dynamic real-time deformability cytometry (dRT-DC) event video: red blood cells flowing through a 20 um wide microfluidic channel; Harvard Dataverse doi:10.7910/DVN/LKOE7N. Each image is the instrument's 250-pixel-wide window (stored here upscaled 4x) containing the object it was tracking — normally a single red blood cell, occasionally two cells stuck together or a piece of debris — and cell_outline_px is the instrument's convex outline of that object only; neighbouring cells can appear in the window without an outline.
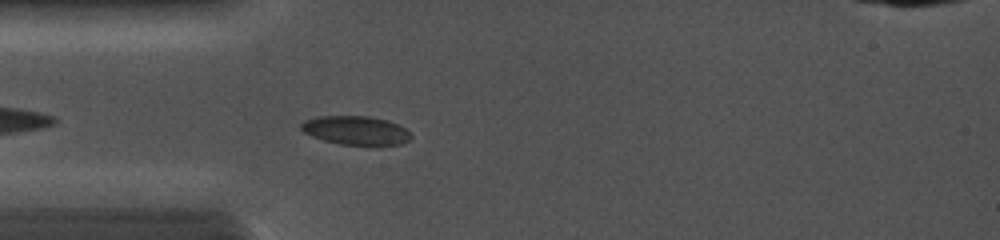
{"species": "common noctule bat (a hibernating species)", "species_latin": "Nyctalus noctula", "temperature_condition": "cold", "stored_images_in_passage": 5, "camera_frame_rate_fps": 5000, "um_per_image_px": 0.085, "animal": {"sex": "female", "body_mass_g": 19.0, "forearm_length_mm": 56.7}, "frame": {"image": 1, "passage_image": 1, "time_ms": 0.0, "image_size_px": [1000, 240], "cell_outline_px": [[412, 136], [408, 140], [400, 144], [340, 144], [324, 140], [312, 136], [304, 132], [300, 128], [300, 124], [304, 120], [316, 116], [368, 116], [388, 120], [412, 132]], "centroid_in_image_um": [30.22, 11.06], "position_along_channel_um": 54.8, "area_um2": 18.26}}
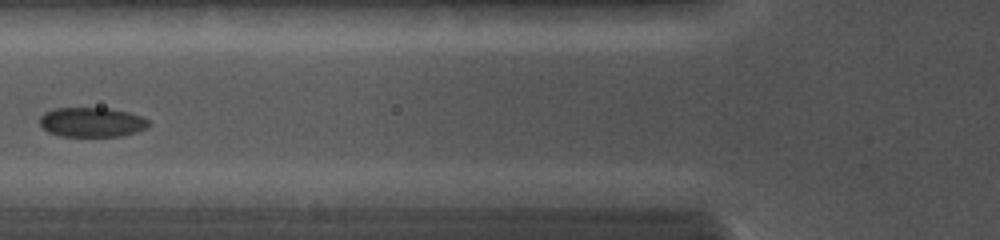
{"frame": {"image": 2, "passage_image": 3, "time_ms": 1.6, "image_size_px": [1000, 240], "cell_outline_px": [[148, 128], [136, 132], [120, 136], [60, 136], [48, 132], [40, 124], [40, 116], [44, 112], [56, 108], [112, 108], [128, 112], [140, 116], [148, 120]], "centroid_in_image_um": [7.8, 10.38], "position_along_channel_um": 118.0, "area_um2": 18.79}}
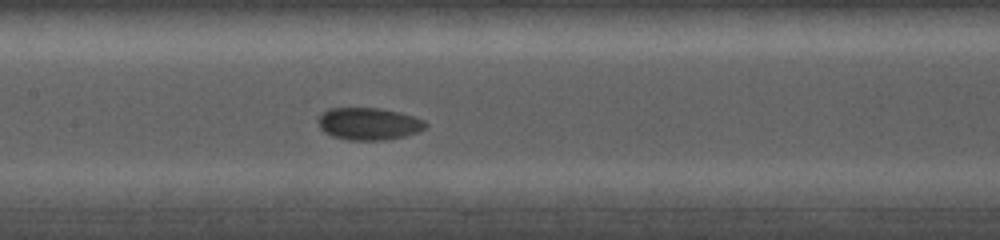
{"frame": {"image": 3, "passage_image": 5, "time_ms": 3.0, "image_size_px": [1000, 240], "cell_outline_px": [[428, 124], [424, 128], [416, 132], [404, 136], [384, 140], [348, 140], [332, 136], [324, 132], [320, 128], [316, 120], [328, 108], [380, 108], [400, 112], [424, 120]], "centroid_in_image_um": [31.31, 10.52], "position_along_channel_um": 176.1, "area_um2": 20.17}}